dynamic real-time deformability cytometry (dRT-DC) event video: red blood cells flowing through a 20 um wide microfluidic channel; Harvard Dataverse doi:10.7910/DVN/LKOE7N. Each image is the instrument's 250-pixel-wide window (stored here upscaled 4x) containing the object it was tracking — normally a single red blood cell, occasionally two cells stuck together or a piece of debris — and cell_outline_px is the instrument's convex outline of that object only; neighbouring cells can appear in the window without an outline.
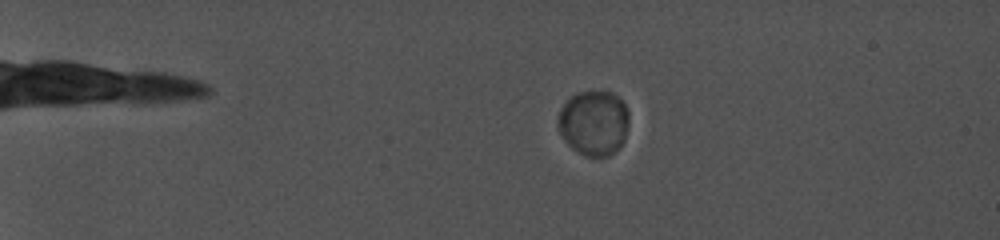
{"species": "common noctule bat (a hibernating species)", "species_latin": "Nyctalus noctula", "temperature_condition": "cold", "stored_images_in_passage": 37, "camera_frame_rate_fps": 5000, "um_per_image_px": 0.085, "animal": {"sex": "female", "body_mass_g": 19.0, "forearm_length_mm": 56.7}, "frame": {"image": 1, "passage_image": 11, "time_ms": 5.2, "image_size_px": [1000, 240], "cell_outline_px": [[628, 128], [624, 140], [608, 156], [588, 156], [572, 148], [564, 140], [556, 124], [556, 116], [560, 108], [576, 92], [612, 92], [624, 104], [628, 112]], "centroid_in_image_um": [50.44, 10.43], "position_along_channel_um": 34.6, "area_um2": 26.7}}
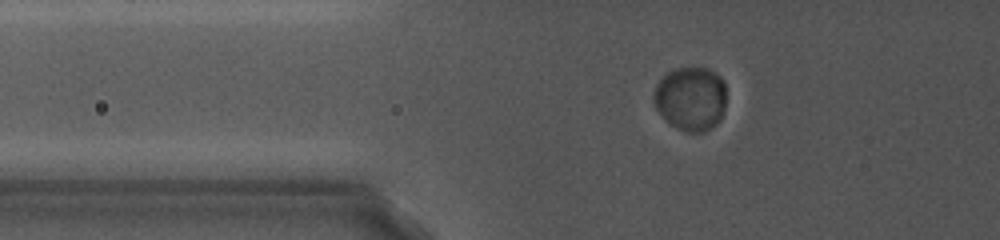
{"frame": {"image": 2, "passage_image": 20, "time_ms": 9.0, "image_size_px": [1000, 240], "cell_outline_px": [[724, 108], [720, 120], [716, 124], [704, 132], [688, 132], [672, 124], [656, 108], [652, 100], [652, 96], [656, 84], [668, 72], [676, 68], [708, 68], [716, 72], [724, 80]], "centroid_in_image_um": [58.71, 8.36], "position_along_channel_um": 67.1, "area_um2": 26.82}}
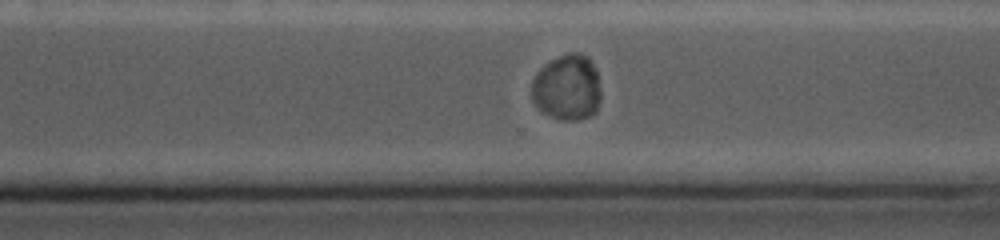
{"frame": {"image": 3, "passage_image": 37, "time_ms": 16.4, "image_size_px": [1000, 240], "cell_outline_px": [[600, 100], [596, 112], [588, 116], [576, 120], [560, 120], [544, 112], [532, 100], [532, 80], [536, 72], [544, 64], [568, 52], [580, 52], [588, 56], [592, 60], [596, 68], [600, 88]], "centroid_in_image_um": [48.23, 7.41], "position_along_channel_um": 322.4, "area_um2": 26.76}}